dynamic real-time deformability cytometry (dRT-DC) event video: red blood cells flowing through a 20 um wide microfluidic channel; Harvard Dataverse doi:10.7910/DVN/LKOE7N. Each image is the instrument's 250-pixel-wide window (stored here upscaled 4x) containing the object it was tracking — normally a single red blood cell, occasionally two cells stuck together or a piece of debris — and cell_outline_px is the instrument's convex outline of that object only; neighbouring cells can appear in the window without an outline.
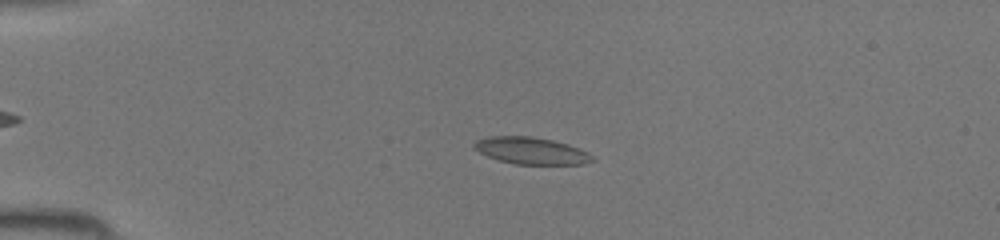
{"species": "common noctule bat (a hibernating species)", "species_latin": "Nyctalus noctula", "temperature_condition": "room temperature", "stored_images_in_passage": 45, "camera_frame_rate_fps": 3000, "um_per_image_px": 0.085, "animal": {"sex": "female", "body_mass_g": 19.5, "forearm_length_mm": 54.1}, "frame": {"image": 1, "passage_image": 11, "time_ms": 3.333, "image_size_px": [1000, 240], "cell_outline_px": [[596, 160], [584, 164], [516, 164], [500, 160], [488, 156], [472, 148], [472, 144], [476, 140], [488, 136], [532, 136], [552, 140], [568, 144], [588, 152]], "centroid_in_image_um": [45.14, 12.8], "position_along_channel_um": 39.9, "area_um2": 18.55}}
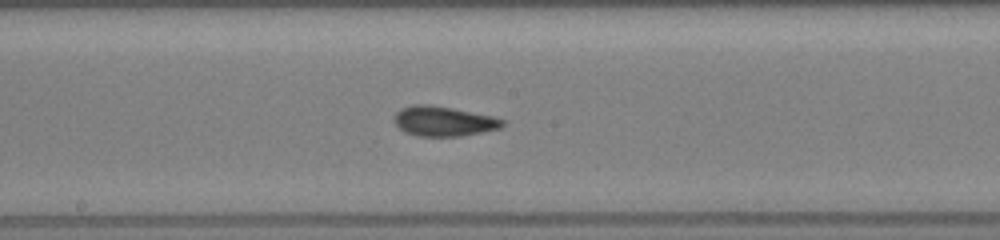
{"frame": {"image": 2, "passage_image": 25, "time_ms": 8.0, "image_size_px": [1000, 240], "cell_outline_px": [[504, 124], [500, 128], [460, 136], [416, 136], [404, 132], [392, 120], [396, 112], [400, 108], [412, 104], [428, 104], [452, 108], [492, 116], [504, 120]], "centroid_in_image_um": [37.64, 10.29], "position_along_channel_um": 210.6, "area_um2": 18.84}}
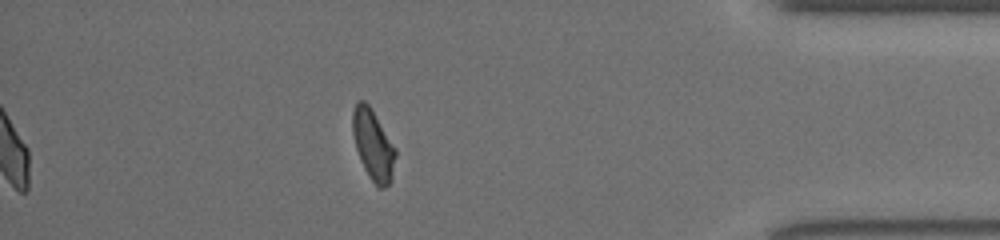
{"frame": {"image": 3, "passage_image": 40, "time_ms": 13.0, "image_size_px": [1000, 240], "cell_outline_px": [[396, 156], [392, 180], [384, 188], [376, 188], [368, 176], [360, 160], [356, 148], [352, 132], [352, 112], [356, 100], [364, 100], [372, 108], [396, 148]], "centroid_in_image_um": [31.71, 12.31], "position_along_channel_um": 403.5, "area_um2": 18.03}}